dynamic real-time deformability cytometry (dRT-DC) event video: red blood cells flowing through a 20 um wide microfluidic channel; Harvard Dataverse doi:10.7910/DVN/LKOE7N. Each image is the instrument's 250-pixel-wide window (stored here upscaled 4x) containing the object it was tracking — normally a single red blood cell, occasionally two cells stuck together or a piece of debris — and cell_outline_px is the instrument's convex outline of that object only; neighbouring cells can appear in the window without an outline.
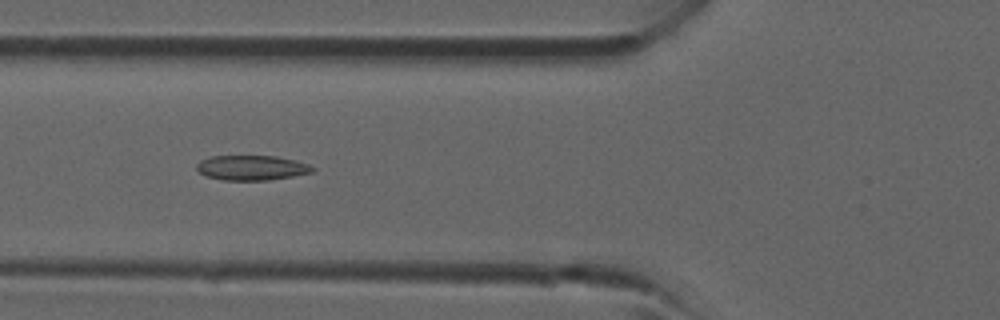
{"species": "common noctule bat (a hibernating species)", "species_latin": "Nyctalus noctula", "temperature_condition": "room temperature", "stored_images_in_passage": 2, "camera_frame_rate_fps": 3000, "um_per_image_px": 0.085, "animal": {"sex": "male", "forearm_length_mm": 52.5}, "frame": {"image": 1, "passage_image": 2, "time_ms": 1.0, "image_size_px": [1000, 320], "cell_outline_px": [[316, 168], [312, 172], [292, 176], [268, 180], [224, 180], [204, 176], [196, 168], [196, 164], [200, 160], [212, 156], [276, 156], [296, 160], [308, 164]], "centroid_in_image_um": [21.38, 14.26], "position_along_channel_um": 104.4, "area_um2": 16.82}}